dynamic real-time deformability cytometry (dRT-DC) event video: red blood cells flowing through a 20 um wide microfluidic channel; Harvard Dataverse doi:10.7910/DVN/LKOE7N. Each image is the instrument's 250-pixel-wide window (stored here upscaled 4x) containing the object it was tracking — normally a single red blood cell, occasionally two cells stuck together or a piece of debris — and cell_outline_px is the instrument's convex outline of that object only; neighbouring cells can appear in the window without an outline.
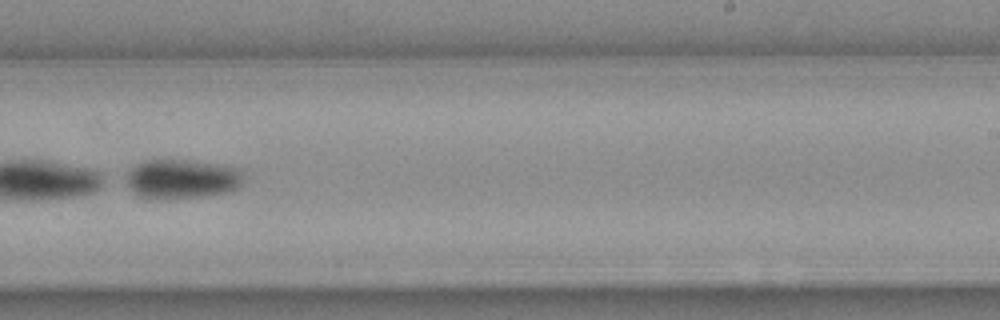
{"species": "Egyptian fruit bat (a non-hibernating species)", "species_latin": "Rousettus aegyptiacus", "temperature_condition": "warm", "stored_images_in_passage": 26, "camera_frame_rate_fps": 3000, "um_per_image_px": 0.085, "animal": {"sex": "female"}, "frame": {"image": 1, "passage_image": 18, "time_ms": 5.667, "image_size_px": [1000, 320], "cell_outline_px": [[244, 180], [236, 188], [224, 192], [200, 196], [140, 196], [128, 184], [128, 172], [140, 164], [152, 160], [184, 160], [232, 168], [240, 172]], "centroid_in_image_um": [15.48, 15.19], "position_along_channel_um": 273.5, "area_um2": 24.8}}